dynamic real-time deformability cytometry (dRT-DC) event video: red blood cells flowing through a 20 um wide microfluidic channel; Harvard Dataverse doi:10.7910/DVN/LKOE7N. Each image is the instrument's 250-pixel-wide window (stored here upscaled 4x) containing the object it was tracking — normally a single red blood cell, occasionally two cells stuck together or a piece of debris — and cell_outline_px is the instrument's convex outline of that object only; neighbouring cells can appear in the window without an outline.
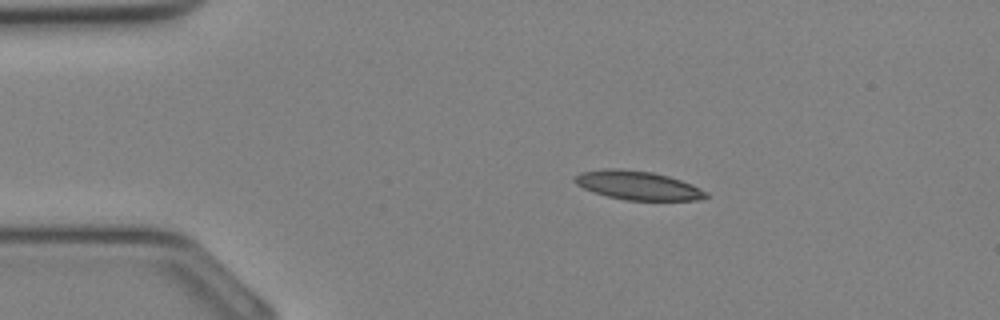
{"species": "Egyptian fruit bat (a non-hibernating species)", "species_latin": "Rousettus aegyptiacus", "temperature_condition": "cold", "stored_images_in_passage": 29, "camera_frame_rate_fps": 3000, "um_per_image_px": 0.085, "animal": {"sex": "female"}, "frame": {"image": 1, "passage_image": 1, "time_ms": 0.0, "image_size_px": [1000, 320], "cell_outline_px": [[708, 196], [700, 200], [624, 200], [608, 196], [584, 188], [576, 184], [572, 180], [580, 172], [604, 168], [620, 168], [652, 172], [668, 176], [692, 184], [708, 192]], "centroid_in_image_um": [54.22, 15.75], "position_along_channel_um": 30.8, "area_um2": 22.02}}
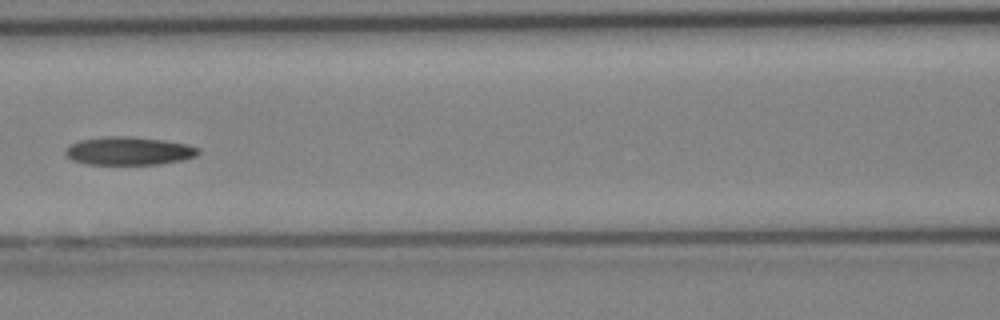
{"frame": {"image": 2, "passage_image": 10, "time_ms": 3.0, "image_size_px": [1000, 320], "cell_outline_px": [[200, 152], [196, 156], [184, 160], [160, 164], [88, 164], [72, 160], [64, 152], [72, 144], [80, 140], [104, 136], [132, 136], [164, 140], [188, 144], [200, 148]], "centroid_in_image_um": [11.01, 12.82], "position_along_channel_um": 155.6, "area_um2": 21.91}}
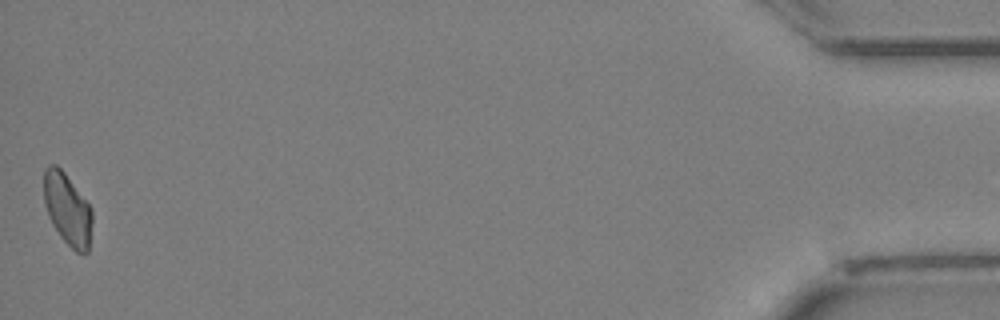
{"frame": {"image": 3, "passage_image": 29, "time_ms": 9.333, "image_size_px": [1000, 320], "cell_outline_px": [[92, 220], [88, 252], [76, 252], [60, 236], [52, 224], [48, 216], [44, 204], [44, 168], [48, 164], [56, 164], [64, 172], [92, 208]], "centroid_in_image_um": [5.71, 17.76], "position_along_channel_um": 429.5, "area_um2": 20.17}}